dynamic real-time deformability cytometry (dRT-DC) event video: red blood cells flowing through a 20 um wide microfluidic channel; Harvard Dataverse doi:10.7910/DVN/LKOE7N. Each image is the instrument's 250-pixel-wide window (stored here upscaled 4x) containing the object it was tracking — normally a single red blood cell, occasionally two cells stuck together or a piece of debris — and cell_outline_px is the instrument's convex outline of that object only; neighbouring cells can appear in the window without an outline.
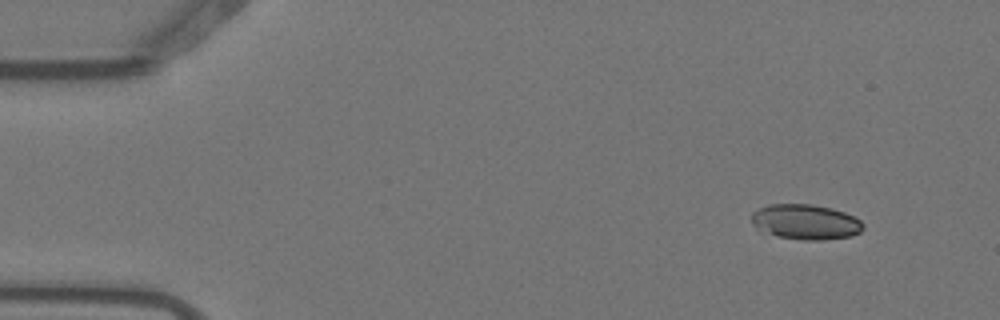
{"species": "Egyptian fruit bat (a non-hibernating species)", "species_latin": "Rousettus aegyptiacus", "temperature_condition": "warm", "stored_images_in_passage": 4, "camera_frame_rate_fps": 3000, "um_per_image_px": 0.085, "animal": {"sex": "female"}, "frame": {"image": 1, "passage_image": 1, "time_ms": 0.0, "image_size_px": [1000, 320], "cell_outline_px": [[864, 228], [860, 232], [852, 236], [824, 240], [800, 240], [776, 236], [760, 232], [752, 224], [752, 212], [768, 204], [812, 204], [832, 208], [844, 212], [860, 220], [864, 224]], "centroid_in_image_um": [68.46, 18.87], "position_along_channel_um": 16.5, "area_um2": 23.18}}
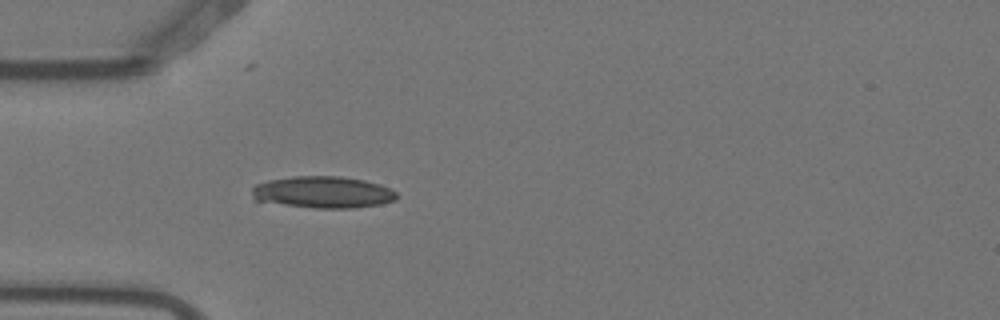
{"frame": {"image": 2, "passage_image": 4, "time_ms": 1.0, "image_size_px": [1000, 320], "cell_outline_px": [[396, 200], [380, 204], [352, 208], [316, 208], [284, 204], [256, 200], [252, 196], [252, 188], [256, 184], [268, 180], [292, 176], [340, 176], [364, 180], [380, 184], [396, 192]], "centroid_in_image_um": [27.45, 16.33], "position_along_channel_um": 57.5, "area_um2": 26.65}}